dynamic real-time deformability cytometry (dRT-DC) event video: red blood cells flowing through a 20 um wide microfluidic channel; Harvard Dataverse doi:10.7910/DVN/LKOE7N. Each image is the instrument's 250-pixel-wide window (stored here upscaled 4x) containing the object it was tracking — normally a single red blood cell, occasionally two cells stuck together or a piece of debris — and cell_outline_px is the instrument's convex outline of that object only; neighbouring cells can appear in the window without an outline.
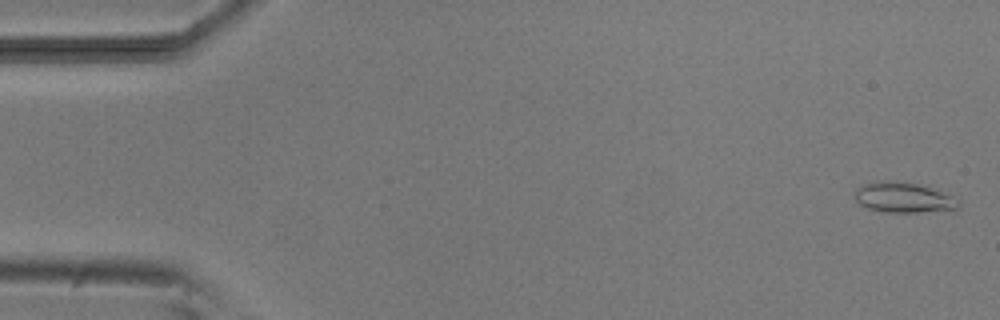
{"species": "common noctule bat (a hibernating species)", "species_latin": "Nyctalus noctula", "temperature_condition": "room temperature", "stored_images_in_passage": 5, "camera_frame_rate_fps": 3000, "um_per_image_px": 0.085, "animal": {"sex": "male", "body_mass_g": 20.5, "forearm_length_mm": 52.5}, "frame": {"image": 1, "passage_image": 1, "time_ms": 0.0, "image_size_px": [1000, 320], "cell_outline_px": [[960, 204], [956, 208], [916, 212], [884, 212], [868, 208], [860, 204], [856, 200], [856, 188], [860, 184], [880, 180], [888, 180], [916, 184], [952, 196], [960, 200]], "centroid_in_image_um": [76.72, 16.78], "position_along_channel_um": 8.3, "area_um2": 17.92}}
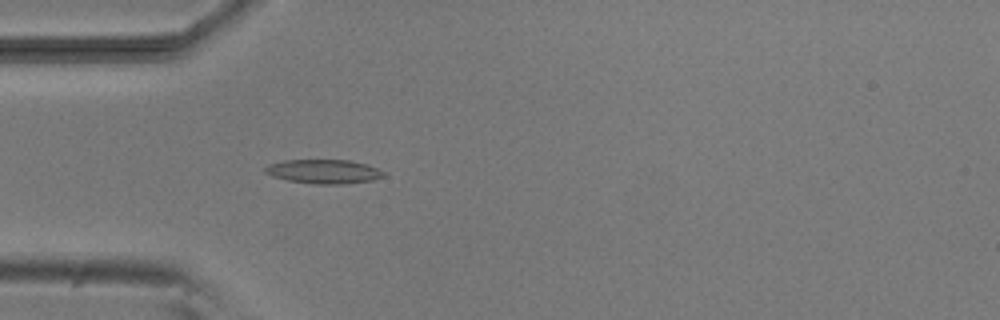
{"frame": {"image": 2, "passage_image": 5, "time_ms": 4.667, "image_size_px": [1000, 320], "cell_outline_px": [[384, 176], [372, 180], [344, 184], [312, 184], [288, 180], [272, 176], [264, 172], [264, 168], [268, 164], [284, 160], [348, 160], [368, 164], [384, 172]], "centroid_in_image_um": [27.49, 14.58], "position_along_channel_um": 57.5, "area_um2": 16.65}}